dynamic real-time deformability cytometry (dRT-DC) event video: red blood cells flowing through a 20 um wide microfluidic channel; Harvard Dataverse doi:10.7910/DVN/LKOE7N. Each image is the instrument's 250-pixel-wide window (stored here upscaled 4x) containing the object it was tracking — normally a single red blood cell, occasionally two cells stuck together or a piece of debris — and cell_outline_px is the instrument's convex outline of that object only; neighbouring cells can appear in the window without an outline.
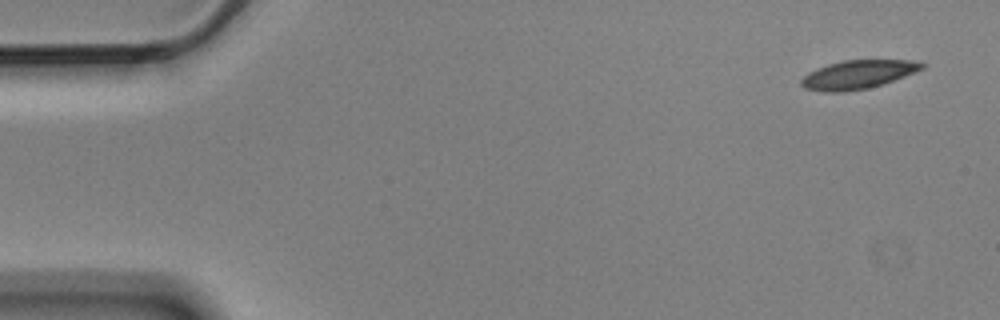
{"species": "Egyptian fruit bat (a non-hibernating species)", "species_latin": "Rousettus aegyptiacus", "temperature_condition": "cold", "stored_images_in_passage": 6, "camera_frame_rate_fps": 3000, "um_per_image_px": 0.085, "animal": {"sex": "male"}, "frame": {"image": 1, "passage_image": 1, "time_ms": 0.0, "image_size_px": [1000, 320], "cell_outline_px": [[924, 68], [916, 72], [868, 88], [844, 92], [824, 92], [804, 88], [800, 84], [800, 80], [808, 72], [816, 68], [828, 64], [844, 60], [912, 60], [924, 64]], "centroid_in_image_um": [72.87, 6.33], "position_along_channel_um": 12.1, "area_um2": 20.0}}
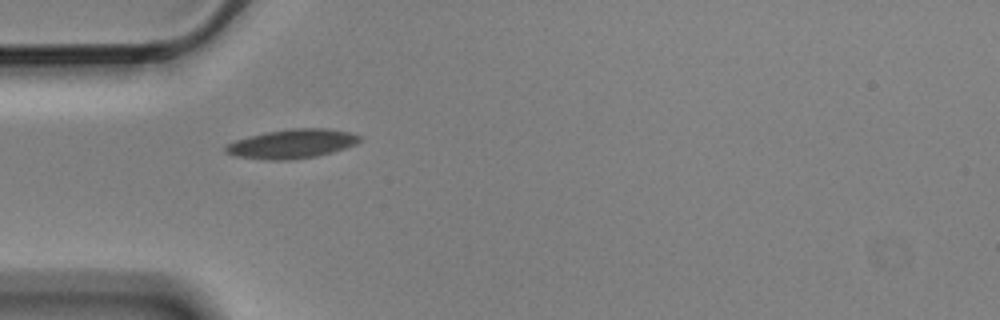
{"frame": {"image": 2, "passage_image": 5, "time_ms": 1.333, "image_size_px": [1000, 320], "cell_outline_px": [[360, 140], [356, 144], [332, 152], [316, 156], [292, 160], [268, 160], [232, 156], [224, 152], [224, 144], [236, 140], [268, 132], [292, 128], [328, 128], [348, 132], [360, 136]], "centroid_in_image_um": [24.77, 12.23], "position_along_channel_um": 60.2, "area_um2": 22.72}}
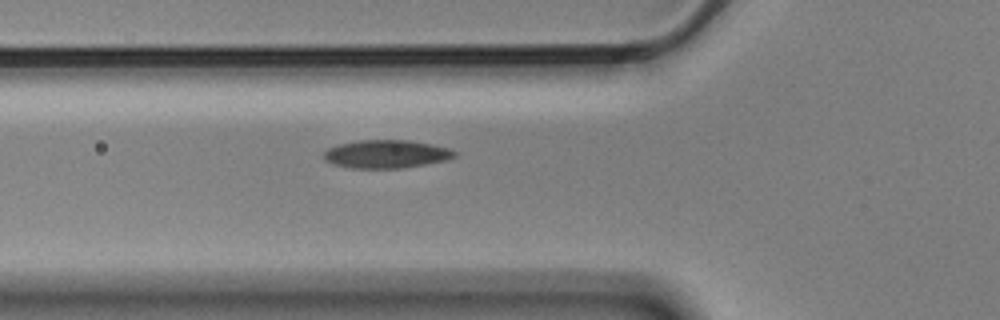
{"frame": {"image": 3, "passage_image": 6, "time_ms": 1.667, "image_size_px": [1000, 320], "cell_outline_px": [[456, 156], [448, 160], [400, 168], [352, 168], [332, 164], [324, 160], [324, 152], [328, 148], [336, 144], [360, 140], [408, 140], [432, 144], [452, 148], [456, 152]], "centroid_in_image_um": [32.84, 13.09], "position_along_channel_um": 93.0, "area_um2": 21.62}}